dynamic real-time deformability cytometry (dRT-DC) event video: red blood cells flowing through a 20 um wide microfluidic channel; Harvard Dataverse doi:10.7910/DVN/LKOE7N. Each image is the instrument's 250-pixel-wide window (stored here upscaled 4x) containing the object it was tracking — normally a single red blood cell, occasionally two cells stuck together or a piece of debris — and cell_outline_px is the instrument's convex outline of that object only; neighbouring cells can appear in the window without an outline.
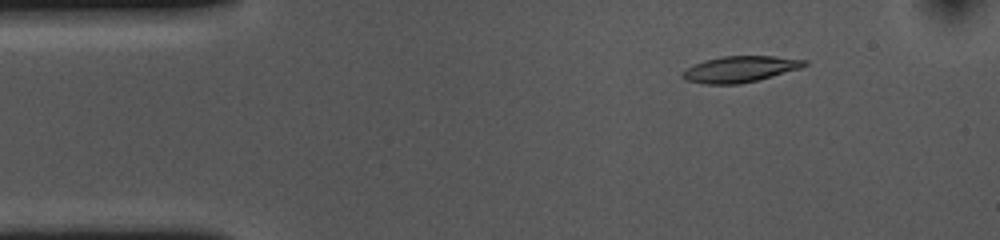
{"species": "common noctule bat (a hibernating species)", "species_latin": "Nyctalus noctula", "temperature_condition": "cold", "stored_images_in_passage": 54, "camera_frame_rate_fps": 3000, "um_per_image_px": 0.085, "animal": {"sex": "female", "body_mass_g": 10.0, "forearm_length_mm": 53.1}, "frame": {"image": 1, "passage_image": 7, "time_ms": 2.0, "image_size_px": [1000, 240], "cell_outline_px": [[808, 64], [800, 68], [756, 80], [740, 84], [704, 84], [684, 80], [680, 76], [688, 68], [704, 60], [720, 56], [772, 56], [808, 60]], "centroid_in_image_um": [62.88, 5.87], "position_along_channel_um": 22.1, "area_um2": 18.38}}
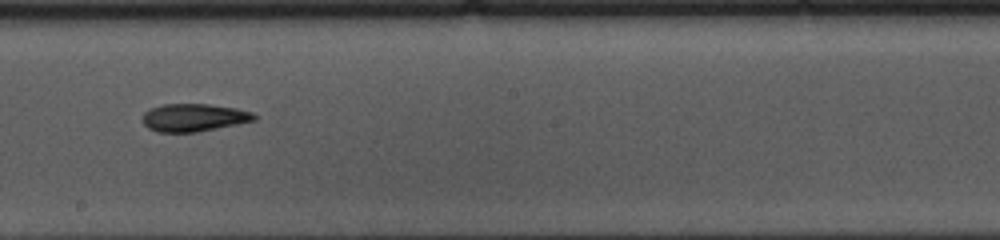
{"frame": {"image": 2, "passage_image": 29, "time_ms": 9.333, "image_size_px": [1000, 240], "cell_outline_px": [[256, 120], [196, 132], [156, 132], [148, 128], [144, 124], [144, 112], [148, 108], [160, 104], [208, 104], [236, 108], [252, 112], [256, 116]], "centroid_in_image_um": [16.44, 9.98], "position_along_channel_um": 231.8, "area_um2": 18.03}}
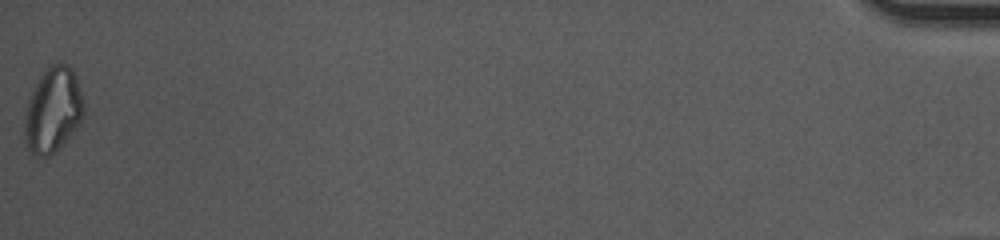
{"frame": {"image": 3, "passage_image": 54, "time_ms": 17.667, "image_size_px": [1000, 240], "cell_outline_px": [[84, 116], [80, 124], [60, 148], [48, 156], [36, 156], [28, 148], [24, 140], [24, 116], [28, 100], [32, 88], [44, 68], [52, 64], [68, 64], [72, 68], [84, 104]], "centroid_in_image_um": [4.48, 9.36], "position_along_channel_um": 430.7, "area_um2": 29.59}, "authors_computed_cell_mechanics": {"area_um2": 18.5538, "velocity_mm_per_s": 3.6437, "shape_relaxation_time_tau1_ms": 4.2829, "shape_relaxation_time_tau2_ms": 6.2966, "deformation_change_tau1": 0.1386, "deformation_change_tau2": 0.15}}